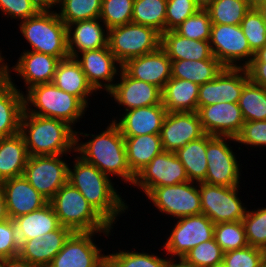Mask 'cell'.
<instances>
[{
    "label": "cell",
    "instance_id": "obj_15",
    "mask_svg": "<svg viewBox=\"0 0 266 267\" xmlns=\"http://www.w3.org/2000/svg\"><path fill=\"white\" fill-rule=\"evenodd\" d=\"M185 168L174 152L163 151L141 169L133 182L147 196L154 188L188 182Z\"/></svg>",
    "mask_w": 266,
    "mask_h": 267
},
{
    "label": "cell",
    "instance_id": "obj_14",
    "mask_svg": "<svg viewBox=\"0 0 266 267\" xmlns=\"http://www.w3.org/2000/svg\"><path fill=\"white\" fill-rule=\"evenodd\" d=\"M175 224L162 246L169 257H184L192 248L214 238V223L205 215L174 219Z\"/></svg>",
    "mask_w": 266,
    "mask_h": 267
},
{
    "label": "cell",
    "instance_id": "obj_18",
    "mask_svg": "<svg viewBox=\"0 0 266 267\" xmlns=\"http://www.w3.org/2000/svg\"><path fill=\"white\" fill-rule=\"evenodd\" d=\"M75 59L79 62L88 82L96 91L106 93L116 83L122 65L116 60L109 47L88 50L79 53Z\"/></svg>",
    "mask_w": 266,
    "mask_h": 267
},
{
    "label": "cell",
    "instance_id": "obj_46",
    "mask_svg": "<svg viewBox=\"0 0 266 267\" xmlns=\"http://www.w3.org/2000/svg\"><path fill=\"white\" fill-rule=\"evenodd\" d=\"M223 256L222 248L213 238L192 248L184 258L197 267H212L223 262Z\"/></svg>",
    "mask_w": 266,
    "mask_h": 267
},
{
    "label": "cell",
    "instance_id": "obj_21",
    "mask_svg": "<svg viewBox=\"0 0 266 267\" xmlns=\"http://www.w3.org/2000/svg\"><path fill=\"white\" fill-rule=\"evenodd\" d=\"M206 133L197 112H168L160 131L164 151L176 152Z\"/></svg>",
    "mask_w": 266,
    "mask_h": 267
},
{
    "label": "cell",
    "instance_id": "obj_26",
    "mask_svg": "<svg viewBox=\"0 0 266 267\" xmlns=\"http://www.w3.org/2000/svg\"><path fill=\"white\" fill-rule=\"evenodd\" d=\"M74 232L64 226L20 244L18 256L37 267H47Z\"/></svg>",
    "mask_w": 266,
    "mask_h": 267
},
{
    "label": "cell",
    "instance_id": "obj_10",
    "mask_svg": "<svg viewBox=\"0 0 266 267\" xmlns=\"http://www.w3.org/2000/svg\"><path fill=\"white\" fill-rule=\"evenodd\" d=\"M239 187L199 183L202 214L214 224L242 221L248 209L240 199Z\"/></svg>",
    "mask_w": 266,
    "mask_h": 267
},
{
    "label": "cell",
    "instance_id": "obj_20",
    "mask_svg": "<svg viewBox=\"0 0 266 267\" xmlns=\"http://www.w3.org/2000/svg\"><path fill=\"white\" fill-rule=\"evenodd\" d=\"M202 128L206 134L236 138L245 122L238 103L218 102L197 107Z\"/></svg>",
    "mask_w": 266,
    "mask_h": 267
},
{
    "label": "cell",
    "instance_id": "obj_48",
    "mask_svg": "<svg viewBox=\"0 0 266 267\" xmlns=\"http://www.w3.org/2000/svg\"><path fill=\"white\" fill-rule=\"evenodd\" d=\"M223 263L227 267H263L261 250L252 246L225 252Z\"/></svg>",
    "mask_w": 266,
    "mask_h": 267
},
{
    "label": "cell",
    "instance_id": "obj_6",
    "mask_svg": "<svg viewBox=\"0 0 266 267\" xmlns=\"http://www.w3.org/2000/svg\"><path fill=\"white\" fill-rule=\"evenodd\" d=\"M61 226L73 232H113L77 188L64 184L49 201Z\"/></svg>",
    "mask_w": 266,
    "mask_h": 267
},
{
    "label": "cell",
    "instance_id": "obj_35",
    "mask_svg": "<svg viewBox=\"0 0 266 267\" xmlns=\"http://www.w3.org/2000/svg\"><path fill=\"white\" fill-rule=\"evenodd\" d=\"M207 134L187 143L175 154L183 164L189 181L201 183L207 175Z\"/></svg>",
    "mask_w": 266,
    "mask_h": 267
},
{
    "label": "cell",
    "instance_id": "obj_37",
    "mask_svg": "<svg viewBox=\"0 0 266 267\" xmlns=\"http://www.w3.org/2000/svg\"><path fill=\"white\" fill-rule=\"evenodd\" d=\"M238 106L245 122L266 120V88L249 80L242 89Z\"/></svg>",
    "mask_w": 266,
    "mask_h": 267
},
{
    "label": "cell",
    "instance_id": "obj_33",
    "mask_svg": "<svg viewBox=\"0 0 266 267\" xmlns=\"http://www.w3.org/2000/svg\"><path fill=\"white\" fill-rule=\"evenodd\" d=\"M123 137L126 147L127 163L134 175L148 165L155 156L164 151L160 134Z\"/></svg>",
    "mask_w": 266,
    "mask_h": 267
},
{
    "label": "cell",
    "instance_id": "obj_58",
    "mask_svg": "<svg viewBox=\"0 0 266 267\" xmlns=\"http://www.w3.org/2000/svg\"><path fill=\"white\" fill-rule=\"evenodd\" d=\"M251 62H266V44L254 54Z\"/></svg>",
    "mask_w": 266,
    "mask_h": 267
},
{
    "label": "cell",
    "instance_id": "obj_50",
    "mask_svg": "<svg viewBox=\"0 0 266 267\" xmlns=\"http://www.w3.org/2000/svg\"><path fill=\"white\" fill-rule=\"evenodd\" d=\"M19 249L16 225L9 218L0 223V262L18 256Z\"/></svg>",
    "mask_w": 266,
    "mask_h": 267
},
{
    "label": "cell",
    "instance_id": "obj_8",
    "mask_svg": "<svg viewBox=\"0 0 266 267\" xmlns=\"http://www.w3.org/2000/svg\"><path fill=\"white\" fill-rule=\"evenodd\" d=\"M237 144L236 138L219 137L207 134V175L204 183L227 187L240 186V161L237 153L233 152L232 142ZM231 146H230V145ZM237 157V158H236Z\"/></svg>",
    "mask_w": 266,
    "mask_h": 267
},
{
    "label": "cell",
    "instance_id": "obj_5",
    "mask_svg": "<svg viewBox=\"0 0 266 267\" xmlns=\"http://www.w3.org/2000/svg\"><path fill=\"white\" fill-rule=\"evenodd\" d=\"M57 10L41 9L35 16L17 25L23 39L31 47L28 51L41 52L62 60L69 57L67 26L59 18Z\"/></svg>",
    "mask_w": 266,
    "mask_h": 267
},
{
    "label": "cell",
    "instance_id": "obj_4",
    "mask_svg": "<svg viewBox=\"0 0 266 267\" xmlns=\"http://www.w3.org/2000/svg\"><path fill=\"white\" fill-rule=\"evenodd\" d=\"M25 92L24 110L27 113L62 120L74 129L88 108L78 97L61 90L52 82L33 86Z\"/></svg>",
    "mask_w": 266,
    "mask_h": 267
},
{
    "label": "cell",
    "instance_id": "obj_51",
    "mask_svg": "<svg viewBox=\"0 0 266 267\" xmlns=\"http://www.w3.org/2000/svg\"><path fill=\"white\" fill-rule=\"evenodd\" d=\"M41 10L32 0H0V11L11 20L24 21Z\"/></svg>",
    "mask_w": 266,
    "mask_h": 267
},
{
    "label": "cell",
    "instance_id": "obj_59",
    "mask_svg": "<svg viewBox=\"0 0 266 267\" xmlns=\"http://www.w3.org/2000/svg\"><path fill=\"white\" fill-rule=\"evenodd\" d=\"M199 9L206 10L215 0H193Z\"/></svg>",
    "mask_w": 266,
    "mask_h": 267
},
{
    "label": "cell",
    "instance_id": "obj_24",
    "mask_svg": "<svg viewBox=\"0 0 266 267\" xmlns=\"http://www.w3.org/2000/svg\"><path fill=\"white\" fill-rule=\"evenodd\" d=\"M167 111L163 103L127 110L113 117L122 136H139L145 134H160Z\"/></svg>",
    "mask_w": 266,
    "mask_h": 267
},
{
    "label": "cell",
    "instance_id": "obj_56",
    "mask_svg": "<svg viewBox=\"0 0 266 267\" xmlns=\"http://www.w3.org/2000/svg\"><path fill=\"white\" fill-rule=\"evenodd\" d=\"M41 9L56 8L57 0H32Z\"/></svg>",
    "mask_w": 266,
    "mask_h": 267
},
{
    "label": "cell",
    "instance_id": "obj_39",
    "mask_svg": "<svg viewBox=\"0 0 266 267\" xmlns=\"http://www.w3.org/2000/svg\"><path fill=\"white\" fill-rule=\"evenodd\" d=\"M102 0H57V14L66 24L97 19L100 16Z\"/></svg>",
    "mask_w": 266,
    "mask_h": 267
},
{
    "label": "cell",
    "instance_id": "obj_34",
    "mask_svg": "<svg viewBox=\"0 0 266 267\" xmlns=\"http://www.w3.org/2000/svg\"><path fill=\"white\" fill-rule=\"evenodd\" d=\"M171 61L172 78L189 80L199 85L212 81L224 68L217 59Z\"/></svg>",
    "mask_w": 266,
    "mask_h": 267
},
{
    "label": "cell",
    "instance_id": "obj_54",
    "mask_svg": "<svg viewBox=\"0 0 266 267\" xmlns=\"http://www.w3.org/2000/svg\"><path fill=\"white\" fill-rule=\"evenodd\" d=\"M166 267H197V266L187 261L184 257H174V258L168 257V262Z\"/></svg>",
    "mask_w": 266,
    "mask_h": 267
},
{
    "label": "cell",
    "instance_id": "obj_22",
    "mask_svg": "<svg viewBox=\"0 0 266 267\" xmlns=\"http://www.w3.org/2000/svg\"><path fill=\"white\" fill-rule=\"evenodd\" d=\"M172 61L160 46L153 52L127 60L122 69L132 78L151 83L161 90L172 77Z\"/></svg>",
    "mask_w": 266,
    "mask_h": 267
},
{
    "label": "cell",
    "instance_id": "obj_11",
    "mask_svg": "<svg viewBox=\"0 0 266 267\" xmlns=\"http://www.w3.org/2000/svg\"><path fill=\"white\" fill-rule=\"evenodd\" d=\"M159 213L176 220L202 214L199 183L183 182L154 188L147 196Z\"/></svg>",
    "mask_w": 266,
    "mask_h": 267
},
{
    "label": "cell",
    "instance_id": "obj_9",
    "mask_svg": "<svg viewBox=\"0 0 266 267\" xmlns=\"http://www.w3.org/2000/svg\"><path fill=\"white\" fill-rule=\"evenodd\" d=\"M210 48L213 56L229 68H246L254 58L240 25L212 24Z\"/></svg>",
    "mask_w": 266,
    "mask_h": 267
},
{
    "label": "cell",
    "instance_id": "obj_27",
    "mask_svg": "<svg viewBox=\"0 0 266 267\" xmlns=\"http://www.w3.org/2000/svg\"><path fill=\"white\" fill-rule=\"evenodd\" d=\"M100 20L89 19L67 25V50L69 57L108 46V28Z\"/></svg>",
    "mask_w": 266,
    "mask_h": 267
},
{
    "label": "cell",
    "instance_id": "obj_36",
    "mask_svg": "<svg viewBox=\"0 0 266 267\" xmlns=\"http://www.w3.org/2000/svg\"><path fill=\"white\" fill-rule=\"evenodd\" d=\"M167 0H134L132 23L150 26L161 34L166 31Z\"/></svg>",
    "mask_w": 266,
    "mask_h": 267
},
{
    "label": "cell",
    "instance_id": "obj_49",
    "mask_svg": "<svg viewBox=\"0 0 266 267\" xmlns=\"http://www.w3.org/2000/svg\"><path fill=\"white\" fill-rule=\"evenodd\" d=\"M236 142L247 149L249 146L256 149L266 147V120L244 122Z\"/></svg>",
    "mask_w": 266,
    "mask_h": 267
},
{
    "label": "cell",
    "instance_id": "obj_45",
    "mask_svg": "<svg viewBox=\"0 0 266 267\" xmlns=\"http://www.w3.org/2000/svg\"><path fill=\"white\" fill-rule=\"evenodd\" d=\"M212 22L207 10L199 9L181 23L175 31L181 36L193 40H210Z\"/></svg>",
    "mask_w": 266,
    "mask_h": 267
},
{
    "label": "cell",
    "instance_id": "obj_2",
    "mask_svg": "<svg viewBox=\"0 0 266 267\" xmlns=\"http://www.w3.org/2000/svg\"><path fill=\"white\" fill-rule=\"evenodd\" d=\"M80 136L90 139L83 142ZM76 153L110 178H121L132 187L135 175L127 163L124 137L113 121L110 120L105 130L99 131V134L76 131Z\"/></svg>",
    "mask_w": 266,
    "mask_h": 267
},
{
    "label": "cell",
    "instance_id": "obj_13",
    "mask_svg": "<svg viewBox=\"0 0 266 267\" xmlns=\"http://www.w3.org/2000/svg\"><path fill=\"white\" fill-rule=\"evenodd\" d=\"M64 155L29 156L25 166L23 176L48 201L68 182L70 163Z\"/></svg>",
    "mask_w": 266,
    "mask_h": 267
},
{
    "label": "cell",
    "instance_id": "obj_57",
    "mask_svg": "<svg viewBox=\"0 0 266 267\" xmlns=\"http://www.w3.org/2000/svg\"><path fill=\"white\" fill-rule=\"evenodd\" d=\"M255 9L260 13L263 21L266 23V0L252 1Z\"/></svg>",
    "mask_w": 266,
    "mask_h": 267
},
{
    "label": "cell",
    "instance_id": "obj_60",
    "mask_svg": "<svg viewBox=\"0 0 266 267\" xmlns=\"http://www.w3.org/2000/svg\"><path fill=\"white\" fill-rule=\"evenodd\" d=\"M260 250L262 254V266L266 267V246L262 247Z\"/></svg>",
    "mask_w": 266,
    "mask_h": 267
},
{
    "label": "cell",
    "instance_id": "obj_47",
    "mask_svg": "<svg viewBox=\"0 0 266 267\" xmlns=\"http://www.w3.org/2000/svg\"><path fill=\"white\" fill-rule=\"evenodd\" d=\"M198 10L193 0H167L166 31L175 30Z\"/></svg>",
    "mask_w": 266,
    "mask_h": 267
},
{
    "label": "cell",
    "instance_id": "obj_29",
    "mask_svg": "<svg viewBox=\"0 0 266 267\" xmlns=\"http://www.w3.org/2000/svg\"><path fill=\"white\" fill-rule=\"evenodd\" d=\"M13 221L20 244L33 238H41L45 233L57 230L61 226L50 202L38 210L14 218Z\"/></svg>",
    "mask_w": 266,
    "mask_h": 267
},
{
    "label": "cell",
    "instance_id": "obj_7",
    "mask_svg": "<svg viewBox=\"0 0 266 267\" xmlns=\"http://www.w3.org/2000/svg\"><path fill=\"white\" fill-rule=\"evenodd\" d=\"M161 46V33L155 28L135 23L108 29V47L123 65L127 60L155 51Z\"/></svg>",
    "mask_w": 266,
    "mask_h": 267
},
{
    "label": "cell",
    "instance_id": "obj_62",
    "mask_svg": "<svg viewBox=\"0 0 266 267\" xmlns=\"http://www.w3.org/2000/svg\"><path fill=\"white\" fill-rule=\"evenodd\" d=\"M212 267H227V266L223 262H221V263H218Z\"/></svg>",
    "mask_w": 266,
    "mask_h": 267
},
{
    "label": "cell",
    "instance_id": "obj_32",
    "mask_svg": "<svg viewBox=\"0 0 266 267\" xmlns=\"http://www.w3.org/2000/svg\"><path fill=\"white\" fill-rule=\"evenodd\" d=\"M29 154L23 136L18 133L0 139V183L23 176Z\"/></svg>",
    "mask_w": 266,
    "mask_h": 267
},
{
    "label": "cell",
    "instance_id": "obj_30",
    "mask_svg": "<svg viewBox=\"0 0 266 267\" xmlns=\"http://www.w3.org/2000/svg\"><path fill=\"white\" fill-rule=\"evenodd\" d=\"M161 47L171 60L216 59L212 54L209 41L185 38L175 30L161 34Z\"/></svg>",
    "mask_w": 266,
    "mask_h": 267
},
{
    "label": "cell",
    "instance_id": "obj_41",
    "mask_svg": "<svg viewBox=\"0 0 266 267\" xmlns=\"http://www.w3.org/2000/svg\"><path fill=\"white\" fill-rule=\"evenodd\" d=\"M214 239L224 253L248 246L242 221L215 224Z\"/></svg>",
    "mask_w": 266,
    "mask_h": 267
},
{
    "label": "cell",
    "instance_id": "obj_19",
    "mask_svg": "<svg viewBox=\"0 0 266 267\" xmlns=\"http://www.w3.org/2000/svg\"><path fill=\"white\" fill-rule=\"evenodd\" d=\"M117 79L107 94L113 98L111 100H114V103L123 107V110L127 111L162 103V90L156 85L134 79L122 68Z\"/></svg>",
    "mask_w": 266,
    "mask_h": 267
},
{
    "label": "cell",
    "instance_id": "obj_12",
    "mask_svg": "<svg viewBox=\"0 0 266 267\" xmlns=\"http://www.w3.org/2000/svg\"><path fill=\"white\" fill-rule=\"evenodd\" d=\"M100 233L106 238L112 235L111 232H74L47 267H106L107 255L94 239L96 235L102 236Z\"/></svg>",
    "mask_w": 266,
    "mask_h": 267
},
{
    "label": "cell",
    "instance_id": "obj_55",
    "mask_svg": "<svg viewBox=\"0 0 266 267\" xmlns=\"http://www.w3.org/2000/svg\"><path fill=\"white\" fill-rule=\"evenodd\" d=\"M7 219H9V216L7 213L5 196L2 189L0 188V223Z\"/></svg>",
    "mask_w": 266,
    "mask_h": 267
},
{
    "label": "cell",
    "instance_id": "obj_38",
    "mask_svg": "<svg viewBox=\"0 0 266 267\" xmlns=\"http://www.w3.org/2000/svg\"><path fill=\"white\" fill-rule=\"evenodd\" d=\"M252 7V0H215L206 10L212 24L240 25Z\"/></svg>",
    "mask_w": 266,
    "mask_h": 267
},
{
    "label": "cell",
    "instance_id": "obj_28",
    "mask_svg": "<svg viewBox=\"0 0 266 267\" xmlns=\"http://www.w3.org/2000/svg\"><path fill=\"white\" fill-rule=\"evenodd\" d=\"M52 83L61 90L78 97L88 108L90 97L94 92L98 94L74 57L60 60Z\"/></svg>",
    "mask_w": 266,
    "mask_h": 267
},
{
    "label": "cell",
    "instance_id": "obj_53",
    "mask_svg": "<svg viewBox=\"0 0 266 267\" xmlns=\"http://www.w3.org/2000/svg\"><path fill=\"white\" fill-rule=\"evenodd\" d=\"M0 267H37L36 265L30 264L27 260L20 258L19 256L6 258L0 262Z\"/></svg>",
    "mask_w": 266,
    "mask_h": 267
},
{
    "label": "cell",
    "instance_id": "obj_1",
    "mask_svg": "<svg viewBox=\"0 0 266 267\" xmlns=\"http://www.w3.org/2000/svg\"><path fill=\"white\" fill-rule=\"evenodd\" d=\"M72 156L75 158L71 162L73 165L68 167V182L77 188L96 212L114 228L118 218L126 210L128 212L129 205L117 191L119 189L114 187L113 179L86 162L76 152Z\"/></svg>",
    "mask_w": 266,
    "mask_h": 267
},
{
    "label": "cell",
    "instance_id": "obj_44",
    "mask_svg": "<svg viewBox=\"0 0 266 267\" xmlns=\"http://www.w3.org/2000/svg\"><path fill=\"white\" fill-rule=\"evenodd\" d=\"M240 27L254 54L266 44V23L254 6L245 14Z\"/></svg>",
    "mask_w": 266,
    "mask_h": 267
},
{
    "label": "cell",
    "instance_id": "obj_40",
    "mask_svg": "<svg viewBox=\"0 0 266 267\" xmlns=\"http://www.w3.org/2000/svg\"><path fill=\"white\" fill-rule=\"evenodd\" d=\"M114 252V253H113ZM107 254L106 267H166L168 256L160 257L156 253L138 252L136 249L118 250Z\"/></svg>",
    "mask_w": 266,
    "mask_h": 267
},
{
    "label": "cell",
    "instance_id": "obj_42",
    "mask_svg": "<svg viewBox=\"0 0 266 267\" xmlns=\"http://www.w3.org/2000/svg\"><path fill=\"white\" fill-rule=\"evenodd\" d=\"M242 223L248 246L259 249L266 246V206L248 209Z\"/></svg>",
    "mask_w": 266,
    "mask_h": 267
},
{
    "label": "cell",
    "instance_id": "obj_43",
    "mask_svg": "<svg viewBox=\"0 0 266 267\" xmlns=\"http://www.w3.org/2000/svg\"><path fill=\"white\" fill-rule=\"evenodd\" d=\"M134 0H102L100 20L108 29L132 22Z\"/></svg>",
    "mask_w": 266,
    "mask_h": 267
},
{
    "label": "cell",
    "instance_id": "obj_16",
    "mask_svg": "<svg viewBox=\"0 0 266 267\" xmlns=\"http://www.w3.org/2000/svg\"><path fill=\"white\" fill-rule=\"evenodd\" d=\"M2 56L3 74L11 75L14 71L23 80L26 91L33 86L53 82L56 68L60 59L41 52L28 51L21 52L16 64L10 67ZM12 69V70H11Z\"/></svg>",
    "mask_w": 266,
    "mask_h": 267
},
{
    "label": "cell",
    "instance_id": "obj_23",
    "mask_svg": "<svg viewBox=\"0 0 266 267\" xmlns=\"http://www.w3.org/2000/svg\"><path fill=\"white\" fill-rule=\"evenodd\" d=\"M0 188L5 196L8 216L12 220L38 210L49 202L24 176L2 181Z\"/></svg>",
    "mask_w": 266,
    "mask_h": 267
},
{
    "label": "cell",
    "instance_id": "obj_17",
    "mask_svg": "<svg viewBox=\"0 0 266 267\" xmlns=\"http://www.w3.org/2000/svg\"><path fill=\"white\" fill-rule=\"evenodd\" d=\"M249 80L246 68L224 67L212 81L200 85L198 107L218 102L238 103L242 89Z\"/></svg>",
    "mask_w": 266,
    "mask_h": 267
},
{
    "label": "cell",
    "instance_id": "obj_31",
    "mask_svg": "<svg viewBox=\"0 0 266 267\" xmlns=\"http://www.w3.org/2000/svg\"><path fill=\"white\" fill-rule=\"evenodd\" d=\"M200 85L189 80L170 78L162 89L167 112H197Z\"/></svg>",
    "mask_w": 266,
    "mask_h": 267
},
{
    "label": "cell",
    "instance_id": "obj_61",
    "mask_svg": "<svg viewBox=\"0 0 266 267\" xmlns=\"http://www.w3.org/2000/svg\"><path fill=\"white\" fill-rule=\"evenodd\" d=\"M1 49V48H0ZM2 51L0 50V76L3 74Z\"/></svg>",
    "mask_w": 266,
    "mask_h": 267
},
{
    "label": "cell",
    "instance_id": "obj_25",
    "mask_svg": "<svg viewBox=\"0 0 266 267\" xmlns=\"http://www.w3.org/2000/svg\"><path fill=\"white\" fill-rule=\"evenodd\" d=\"M11 75L0 76V136L10 137L20 133L24 111V92L15 84Z\"/></svg>",
    "mask_w": 266,
    "mask_h": 267
},
{
    "label": "cell",
    "instance_id": "obj_3",
    "mask_svg": "<svg viewBox=\"0 0 266 267\" xmlns=\"http://www.w3.org/2000/svg\"><path fill=\"white\" fill-rule=\"evenodd\" d=\"M20 134L29 156L70 154L72 157L76 152V130L62 120L32 115L24 110Z\"/></svg>",
    "mask_w": 266,
    "mask_h": 267
},
{
    "label": "cell",
    "instance_id": "obj_52",
    "mask_svg": "<svg viewBox=\"0 0 266 267\" xmlns=\"http://www.w3.org/2000/svg\"><path fill=\"white\" fill-rule=\"evenodd\" d=\"M246 69L253 83L266 88V62H251Z\"/></svg>",
    "mask_w": 266,
    "mask_h": 267
}]
</instances>
